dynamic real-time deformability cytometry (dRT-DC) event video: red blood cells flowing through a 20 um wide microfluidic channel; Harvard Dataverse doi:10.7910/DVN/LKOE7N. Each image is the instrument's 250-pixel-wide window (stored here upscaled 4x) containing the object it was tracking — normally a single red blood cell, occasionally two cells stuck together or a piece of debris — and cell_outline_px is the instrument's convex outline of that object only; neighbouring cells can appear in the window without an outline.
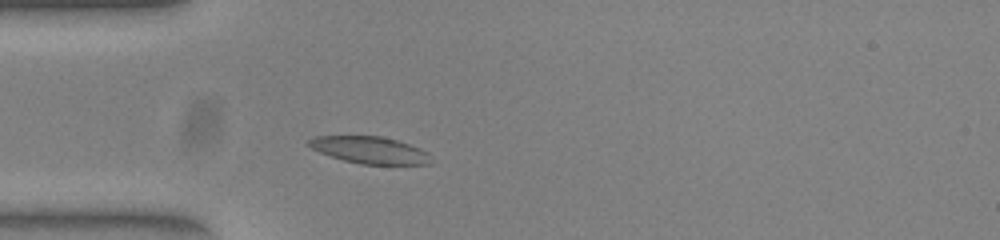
{"species": "common noctule bat (a hibernating species)", "species_latin": "Nyctalus noctula", "temperature_condition": "warm", "stored_images_in_passage": 28, "camera_frame_rate_fps": 3000, "um_per_image_px": 0.085, "animal": {"sex": "female", "body_mass_g": 23.0, "forearm_length_mm": 53.4}, "frame": {"image": 1, "passage_image": 1, "time_ms": 0.0, "image_size_px": [1000, 240], "cell_outline_px": [[432, 164], [360, 164], [344, 160], [320, 152], [312, 148], [308, 144], [308, 140], [312, 136], [380, 136], [396, 140], [420, 148], [428, 152]], "centroid_in_image_um": [31.43, 12.75], "position_along_channel_um": 53.6, "area_um2": 19.02}}
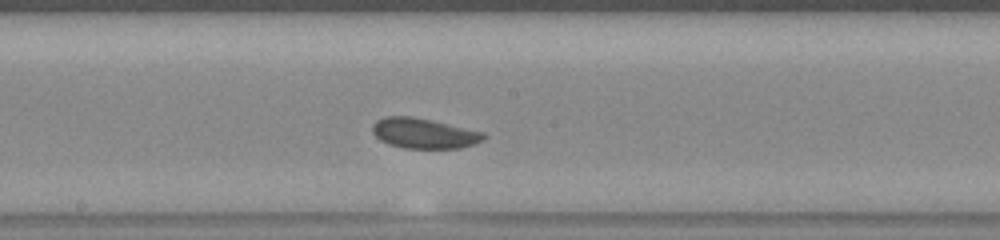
{"frame": {"image": 2, "passage_image": 14, "time_ms": 4.333, "image_size_px": [1000, 240], "cell_outline_px": [[488, 136], [484, 140], [476, 144], [460, 148], [404, 148], [388, 144], [380, 140], [372, 132], [372, 124], [376, 120], [384, 116], [412, 116], [432, 120], [484, 132]], "centroid_in_image_um": [36.05, 11.33], "position_along_channel_um": 212.2, "area_um2": 19.83}}
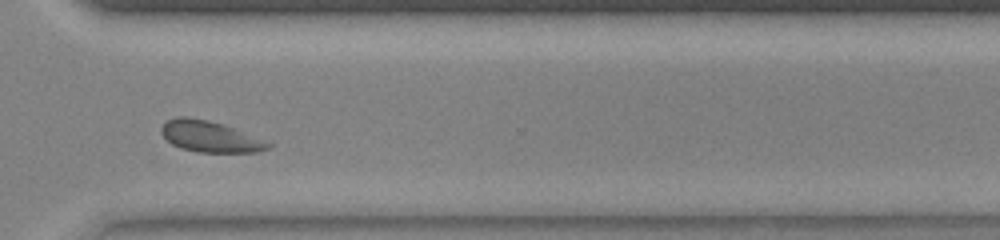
{"frame": {"image": 3, "passage_image": 25, "time_ms": 8.0, "image_size_px": [1000, 240], "cell_outline_px": [[272, 144], [268, 148], [256, 152], [200, 152], [180, 148], [172, 144], [160, 132], [160, 128], [168, 120], [176, 116], [188, 116], [208, 120], [224, 124], [272, 140]], "centroid_in_image_um": [17.93, 11.59], "position_along_channel_um": 352.7, "area_um2": 19.83}, "authors_computed_cell_mechanics": {"area_um2": 19.4208, "velocity_mm_per_s": 3.8234, "shape_relaxation_time_tau1_ms": 3.2064, "shape_relaxation_time_tau2_ms": 3.4044, "deformation_change_tau1": 0.1049, "deformation_change_tau2": 0.0858}}